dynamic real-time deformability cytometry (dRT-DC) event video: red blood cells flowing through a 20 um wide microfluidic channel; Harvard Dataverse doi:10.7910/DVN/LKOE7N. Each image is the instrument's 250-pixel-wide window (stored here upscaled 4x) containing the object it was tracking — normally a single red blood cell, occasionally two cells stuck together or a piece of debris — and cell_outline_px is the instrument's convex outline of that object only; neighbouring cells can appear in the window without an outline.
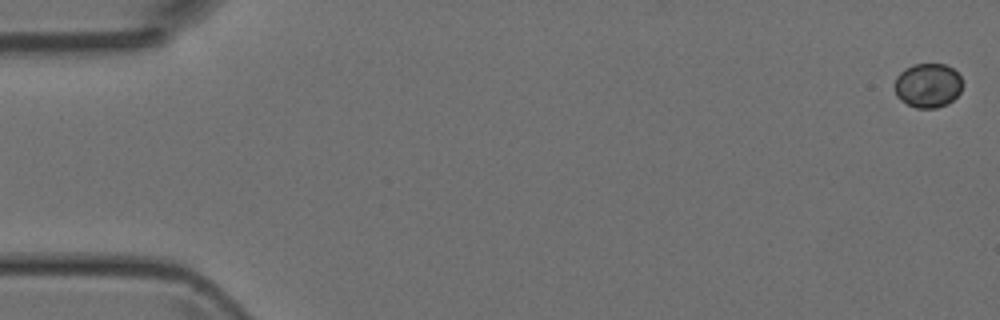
{"species": "Egyptian fruit bat (a non-hibernating species)", "species_latin": "Rousettus aegyptiacus", "temperature_condition": "room temperature", "stored_images_in_passage": 49, "camera_frame_rate_fps": 3000, "um_per_image_px": 0.085, "animal": {"sex": "female"}, "frame": {"image": 1, "passage_image": 1, "time_ms": 0.0, "image_size_px": [1000, 320], "cell_outline_px": [[964, 84], [960, 92], [948, 104], [936, 108], [916, 108], [900, 100], [896, 96], [896, 76], [904, 68], [912, 64], [944, 64], [952, 68], [960, 76]], "centroid_in_image_um": [78.88, 7.26], "position_along_channel_um": 6.1, "area_um2": 17.63}}
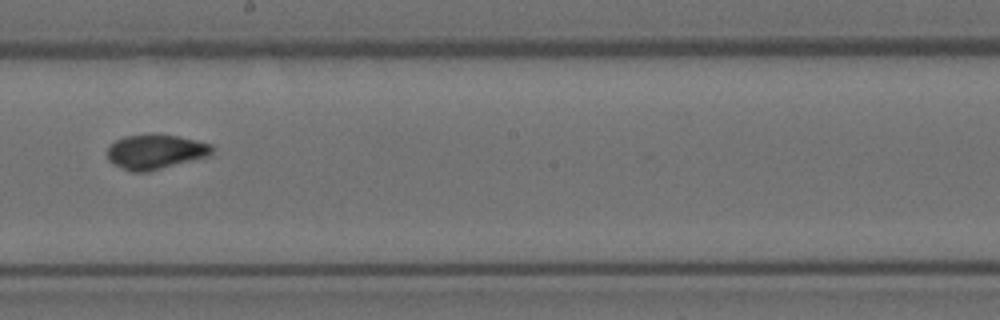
{"frame": {"image": 2, "passage_image": 28, "time_ms": 9.0, "image_size_px": [1000, 320], "cell_outline_px": [[212, 156], [148, 172], [132, 172], [112, 164], [108, 160], [108, 148], [116, 140], [124, 136], [180, 136], [212, 144]], "centroid_in_image_um": [13.25, 12.94], "position_along_channel_um": 234.9, "area_um2": 20.98}}
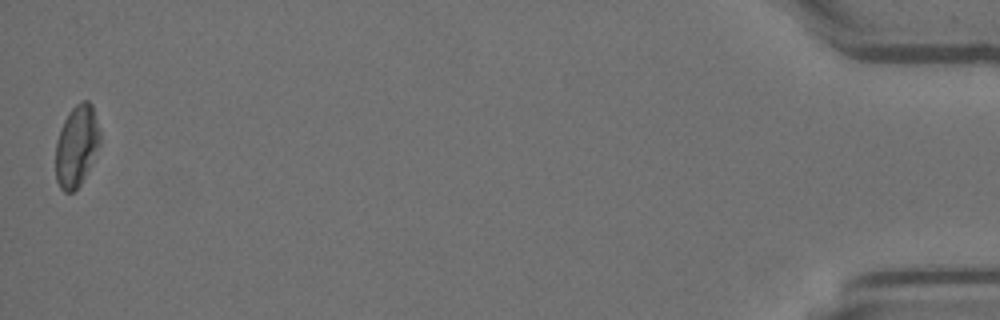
{"frame": {"image": 3, "passage_image": 49, "time_ms": 16.0, "image_size_px": [1000, 320], "cell_outline_px": [[100, 140], [88, 168], [80, 184], [72, 192], [64, 192], [60, 188], [56, 180], [56, 140], [60, 128], [68, 112], [80, 100], [88, 100], [92, 104], [100, 132]], "centroid_in_image_um": [6.48, 12.36], "position_along_channel_um": 428.7, "area_um2": 20.75}}